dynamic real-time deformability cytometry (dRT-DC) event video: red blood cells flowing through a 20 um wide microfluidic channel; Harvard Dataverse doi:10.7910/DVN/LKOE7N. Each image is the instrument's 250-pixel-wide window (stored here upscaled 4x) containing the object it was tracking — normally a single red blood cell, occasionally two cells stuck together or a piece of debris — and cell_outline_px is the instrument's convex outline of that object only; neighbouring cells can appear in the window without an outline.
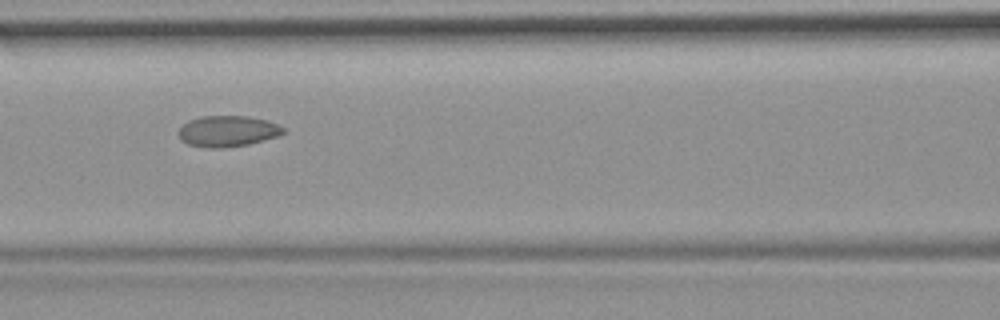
{"species": "common noctule bat (a hibernating species)", "species_latin": "Nyctalus noctula", "temperature_condition": "room temperature", "stored_images_in_passage": 54, "camera_frame_rate_fps": 3000, "um_per_image_px": 0.085, "animal": {"sex": "female", "body_mass_g": 19.9}, "frame": {"image": 1, "passage_image": 24, "time_ms": 7.667, "image_size_px": [1000, 320], "cell_outline_px": [[284, 132], [280, 136], [248, 144], [224, 148], [208, 148], [188, 144], [180, 140], [176, 132], [188, 120], [200, 116], [248, 116], [268, 120], [280, 124], [284, 128]], "centroid_in_image_um": [19.35, 11.15], "position_along_channel_um": 147.3, "area_um2": 19.25}, "authors_computed_cell_mechanics": {"area_um2": 18.9295, "velocity_mm_per_s": 3.7083, "shape_relaxation_time_tau1_ms": null, "shape_relaxation_time_tau2_ms": 1.9493, "deformation_change_tau1": null, "deformation_change_tau2": 0.0606}}